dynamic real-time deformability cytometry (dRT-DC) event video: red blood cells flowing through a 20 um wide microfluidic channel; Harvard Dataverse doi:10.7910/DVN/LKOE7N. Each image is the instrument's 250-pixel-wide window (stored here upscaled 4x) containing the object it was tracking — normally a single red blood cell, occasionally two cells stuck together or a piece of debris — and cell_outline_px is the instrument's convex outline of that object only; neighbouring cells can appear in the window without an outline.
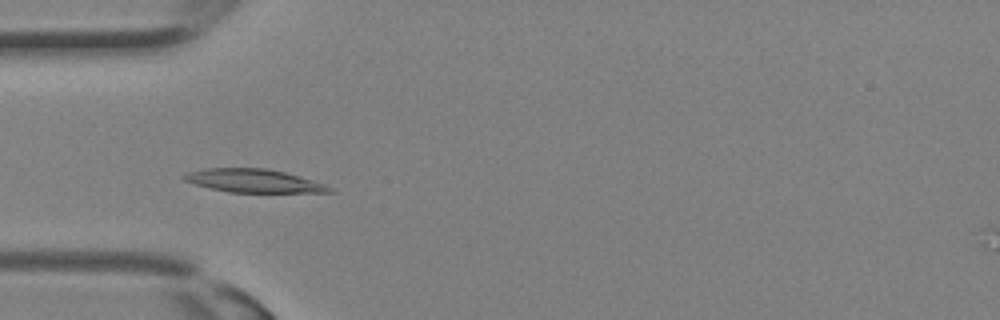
{"species": "Egyptian fruit bat (a non-hibernating species)", "species_latin": "Rousettus aegyptiacus", "temperature_condition": "room temperature", "stored_images_in_passage": 32, "camera_frame_rate_fps": 3000, "um_per_image_px": 0.085, "animal": {"sex": "female"}, "frame": {"image": 1, "passage_image": 10, "time_ms": 3.0, "image_size_px": [1000, 320], "cell_outline_px": [[336, 192], [228, 192], [196, 184], [184, 180], [184, 176], [188, 172], [204, 168], [264, 168], [284, 172], [300, 176], [324, 184], [332, 188]], "centroid_in_image_um": [21.58, 15.36], "position_along_channel_um": 63.4, "area_um2": 19.42}}
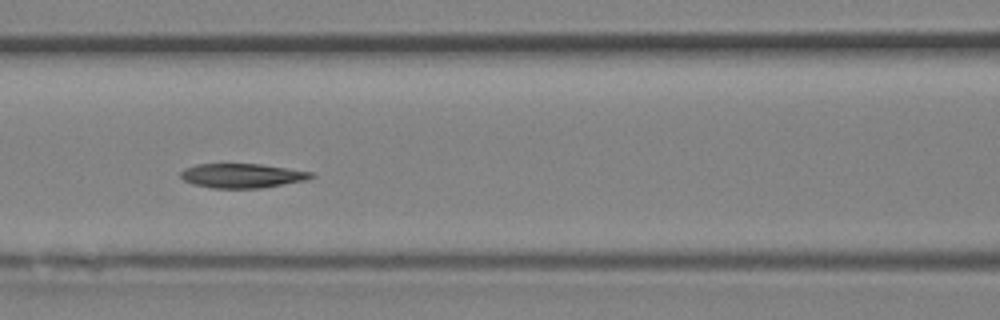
{"frame": {"image": 2, "passage_image": 14, "time_ms": 4.333, "image_size_px": [1000, 320], "cell_outline_px": [[316, 176], [308, 180], [260, 188], [212, 188], [192, 184], [184, 180], [180, 176], [180, 172], [184, 168], [196, 164], [260, 164], [312, 172]], "centroid_in_image_um": [20.57, 14.93], "position_along_channel_um": 146.0, "area_um2": 18.55}}
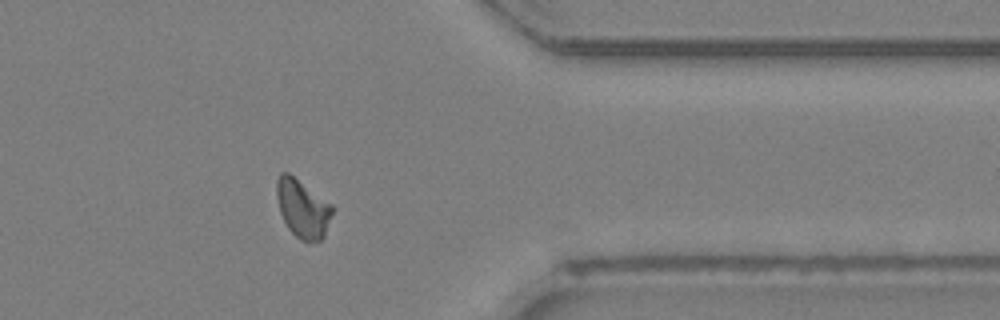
{"frame": {"image": 3, "passage_image": 26, "time_ms": 8.333, "image_size_px": [1000, 320], "cell_outline_px": [[332, 212], [324, 236], [320, 240], [308, 244], [300, 240], [288, 228], [280, 212], [276, 196], [276, 180], [280, 172], [288, 172], [332, 204]], "centroid_in_image_um": [25.7, 17.73], "position_along_channel_um": 385.7, "area_um2": 18.9}}